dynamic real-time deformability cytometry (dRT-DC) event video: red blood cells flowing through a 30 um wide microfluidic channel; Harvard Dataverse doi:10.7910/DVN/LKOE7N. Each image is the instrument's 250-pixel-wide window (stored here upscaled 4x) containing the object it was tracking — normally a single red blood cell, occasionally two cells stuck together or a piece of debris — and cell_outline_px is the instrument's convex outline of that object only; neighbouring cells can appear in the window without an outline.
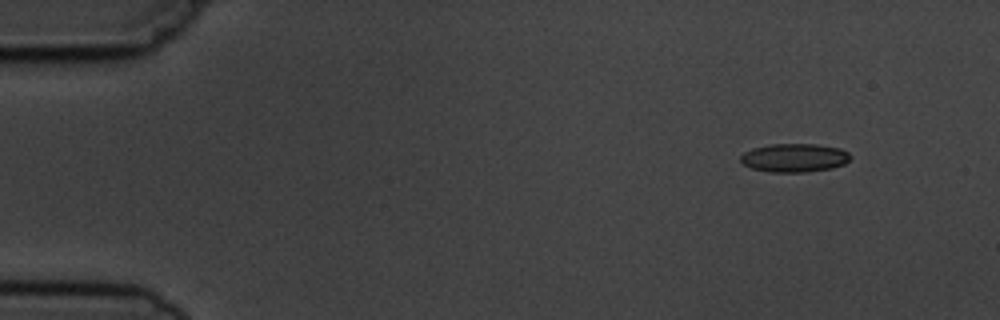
{"species": "common noctule bat (a hibernating species)", "species_latin": "Nyctalus noctula", "temperature_condition": "cold", "stored_images_in_passage": 5, "segment_of_instrument_passage": [2, 2], "camera_frame_rate_fps": 3000, "um_per_image_px": 0.085, "animal": {"sex": "male", "body_mass_g": 19.5, "forearm_length_mm": 54.6}, "frame": {"image": 1, "passage_image": 5, "time_ms": 5.333, "image_size_px": [1000, 320], "cell_outline_px": [[852, 156], [844, 164], [832, 168], [804, 172], [768, 172], [752, 168], [744, 164], [740, 160], [740, 156], [744, 152], [752, 148], [768, 144], [816, 144], [840, 148], [848, 152]], "centroid_in_image_um": [67.51, 13.4], "position_along_channel_um": 17.5, "area_um2": 18.32}}